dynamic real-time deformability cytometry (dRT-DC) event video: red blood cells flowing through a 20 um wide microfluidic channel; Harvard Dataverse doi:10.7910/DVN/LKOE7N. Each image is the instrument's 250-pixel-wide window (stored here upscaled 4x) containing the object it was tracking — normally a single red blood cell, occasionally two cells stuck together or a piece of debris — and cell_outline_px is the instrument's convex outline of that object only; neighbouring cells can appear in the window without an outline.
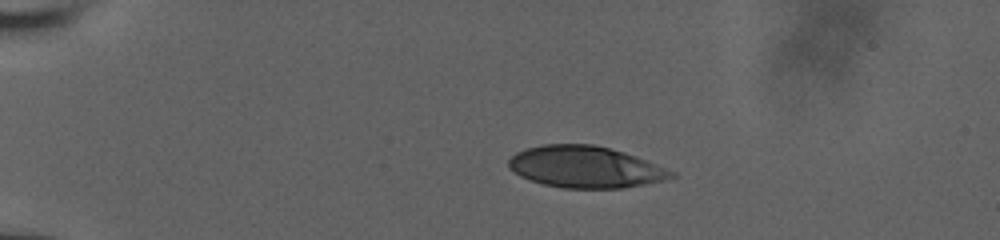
{"species": "human", "species_latin": "Homo sapiens", "temperature_condition": "room temperature", "stored_images_in_passage": 50, "camera_frame_rate_fps": 3000, "um_per_image_px": 0.085, "donor": {"sex": "male"}, "frame": {"image": 1, "passage_image": 1, "time_ms": 0.0, "image_size_px": [1000, 240], "cell_outline_px": [[676, 176], [664, 180], [644, 184], [620, 188], [564, 188], [544, 184], [520, 176], [508, 168], [508, 160], [516, 152], [524, 148], [544, 144], [592, 144], [624, 152], [636, 156], [676, 172]], "centroid_in_image_um": [49.74, 14.18], "position_along_channel_um": 35.3, "area_um2": 39.36}}
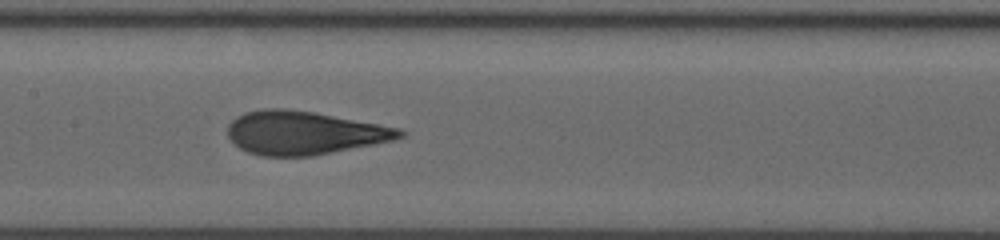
{"frame": {"image": 2, "passage_image": 28, "time_ms": 5.667, "image_size_px": [1000, 240], "cell_outline_px": [[408, 132], [404, 136], [396, 140], [312, 156], [260, 156], [248, 152], [240, 148], [228, 136], [228, 124], [236, 116], [244, 112], [264, 108], [284, 108], [316, 112], [380, 124], [400, 128]], "centroid_in_image_um": [25.87, 11.28], "position_along_channel_um": 181.5, "area_um2": 43.87}}
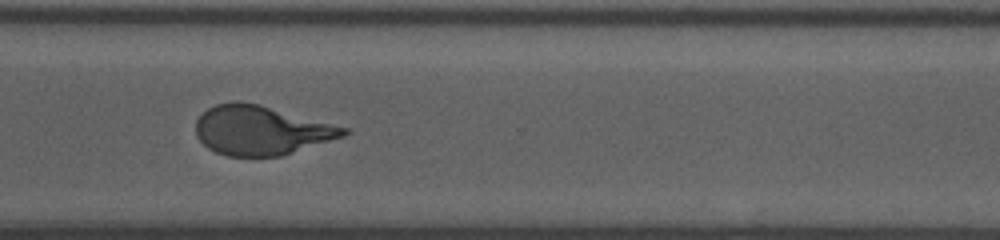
{"frame": {"image": 3, "passage_image": 49, "time_ms": 10.0, "image_size_px": [1000, 240], "cell_outline_px": [[348, 132], [344, 136], [280, 156], [228, 156], [216, 152], [208, 148], [196, 136], [196, 120], [208, 108], [216, 104], [232, 100], [240, 100], [260, 104], [348, 128]], "centroid_in_image_um": [22.16, 11.06], "position_along_channel_um": 348.4, "area_um2": 42.25}}